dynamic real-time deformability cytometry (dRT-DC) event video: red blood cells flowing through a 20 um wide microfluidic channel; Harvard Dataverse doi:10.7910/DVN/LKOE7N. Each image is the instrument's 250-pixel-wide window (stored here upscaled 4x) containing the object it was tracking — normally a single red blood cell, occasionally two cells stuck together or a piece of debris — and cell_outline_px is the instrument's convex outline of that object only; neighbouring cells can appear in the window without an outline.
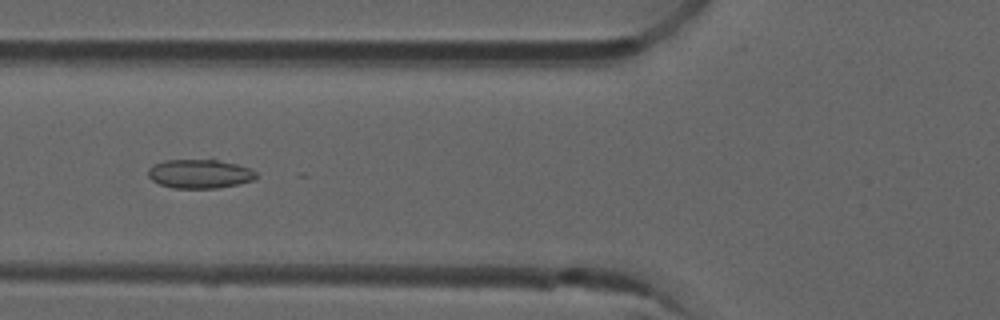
{"species": "common noctule bat (a hibernating species)", "species_latin": "Nyctalus noctula", "temperature_condition": "room temperature", "stored_images_in_passage": 53, "camera_frame_rate_fps": 3000, "um_per_image_px": 0.085, "animal": {"sex": "male", "forearm_length_mm": 52.5}, "frame": {"image": 1, "passage_image": 20, "time_ms": 6.333, "image_size_px": [1000, 320], "cell_outline_px": [[256, 176], [252, 180], [240, 184], [216, 188], [172, 188], [160, 184], [152, 180], [148, 176], [148, 168], [152, 164], [164, 160], [212, 156], [252, 168], [256, 172]], "centroid_in_image_um": [16.99, 14.7], "position_along_channel_um": 108.8, "area_um2": 19.36}}
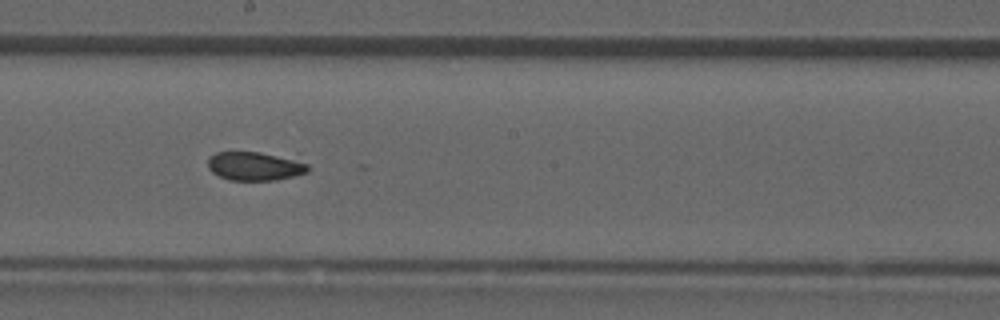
{"frame": {"image": 2, "passage_image": 29, "time_ms": 9.333, "image_size_px": [1000, 320], "cell_outline_px": [[308, 172], [276, 180], [228, 180], [212, 172], [208, 168], [208, 156], [216, 152], [260, 152], [308, 164]], "centroid_in_image_um": [21.57, 14.13], "position_along_channel_um": 226.6, "area_um2": 16.36}}
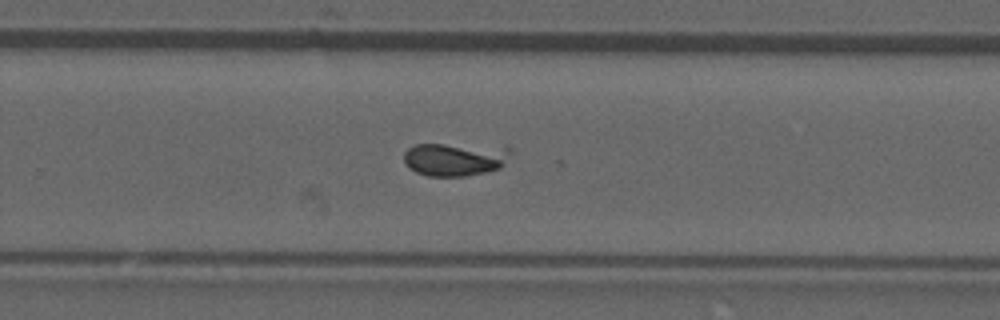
{"frame": {"image": 3, "passage_image": 34, "time_ms": 11.0, "image_size_px": [1000, 320], "cell_outline_px": [[512, 152], [500, 168], [484, 172], [464, 176], [428, 176], [416, 172], [408, 168], [404, 164], [404, 152], [408, 148], [416, 144], [444, 144], [512, 148]], "centroid_in_image_um": [38.61, 13.54], "position_along_channel_um": 291.2, "area_um2": 20.52}}